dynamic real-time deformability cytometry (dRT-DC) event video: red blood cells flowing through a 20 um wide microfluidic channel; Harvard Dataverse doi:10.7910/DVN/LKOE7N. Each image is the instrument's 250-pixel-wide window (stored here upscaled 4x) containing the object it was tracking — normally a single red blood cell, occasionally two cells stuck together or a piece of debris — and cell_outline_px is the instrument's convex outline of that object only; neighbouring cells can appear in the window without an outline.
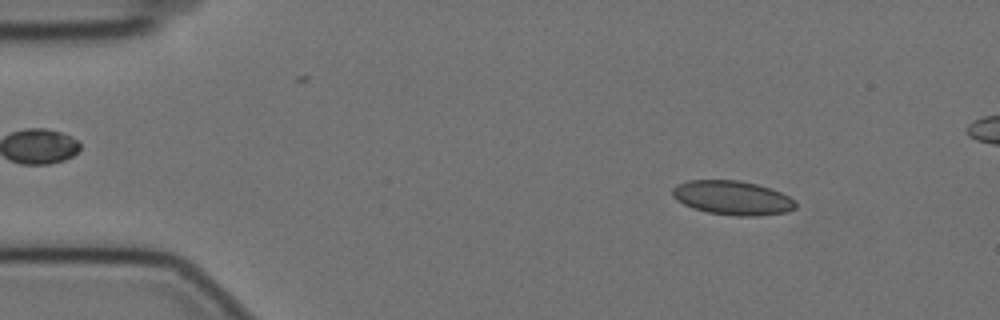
{"species": "Egyptian fruit bat (a non-hibernating species)", "species_latin": "Rousettus aegyptiacus", "temperature_condition": "cold", "stored_images_in_passage": 58, "segment_of_instrument_passage": [1, 2], "camera_frame_rate_fps": 3000, "um_per_image_px": 0.085, "animal": {"sex": "female"}, "frame": {"image": 1, "passage_image": 7, "time_ms": 2.0, "image_size_px": [1000, 320], "cell_outline_px": [[796, 208], [788, 212], [756, 216], [736, 216], [708, 212], [692, 208], [676, 200], [672, 196], [672, 188], [676, 184], [688, 180], [740, 180], [756, 184], [780, 192], [796, 200]], "centroid_in_image_um": [62.24, 16.81], "position_along_channel_um": 22.8, "area_um2": 24.62}}
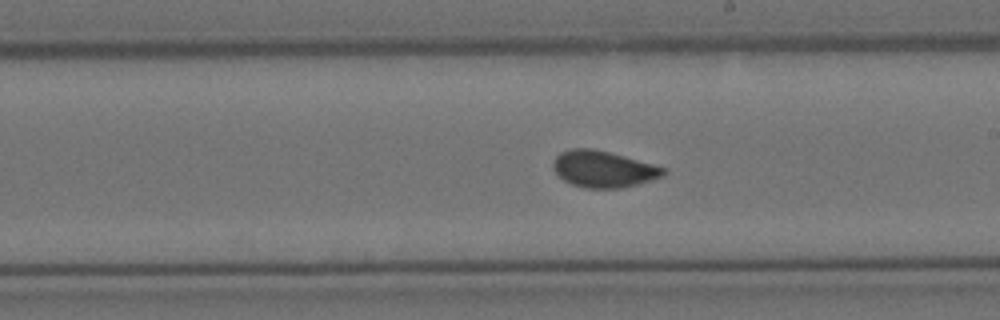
{"frame": {"image": 2, "passage_image": 32, "time_ms": 10.333, "image_size_px": [1000, 320], "cell_outline_px": [[668, 172], [664, 176], [636, 184], [620, 188], [584, 188], [572, 184], [564, 180], [552, 168], [552, 160], [560, 152], [572, 148], [592, 148], [624, 156], [652, 164], [664, 168]], "centroid_in_image_um": [51.25, 14.37], "position_along_channel_um": 237.7, "area_um2": 23.35}}
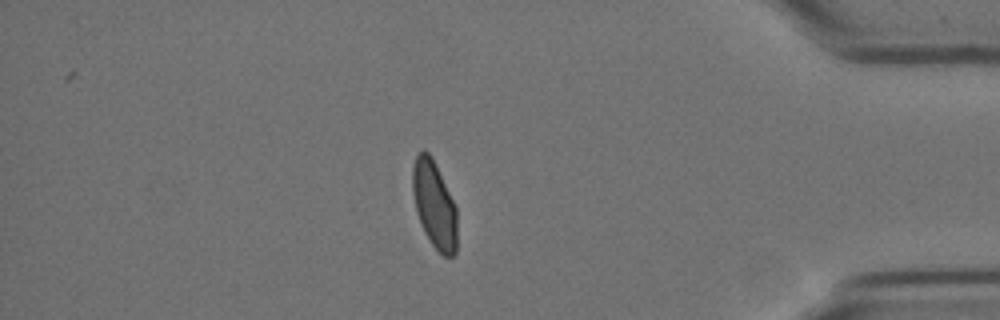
{"frame": {"image": 3, "passage_image": 49, "time_ms": 16.0, "image_size_px": [1000, 320], "cell_outline_px": [[456, 252], [452, 256], [444, 256], [432, 244], [424, 232], [416, 212], [412, 192], [412, 168], [416, 156], [424, 148], [432, 156], [456, 204]], "centroid_in_image_um": [36.91, 17.35], "position_along_channel_um": 398.3, "area_um2": 22.77}}